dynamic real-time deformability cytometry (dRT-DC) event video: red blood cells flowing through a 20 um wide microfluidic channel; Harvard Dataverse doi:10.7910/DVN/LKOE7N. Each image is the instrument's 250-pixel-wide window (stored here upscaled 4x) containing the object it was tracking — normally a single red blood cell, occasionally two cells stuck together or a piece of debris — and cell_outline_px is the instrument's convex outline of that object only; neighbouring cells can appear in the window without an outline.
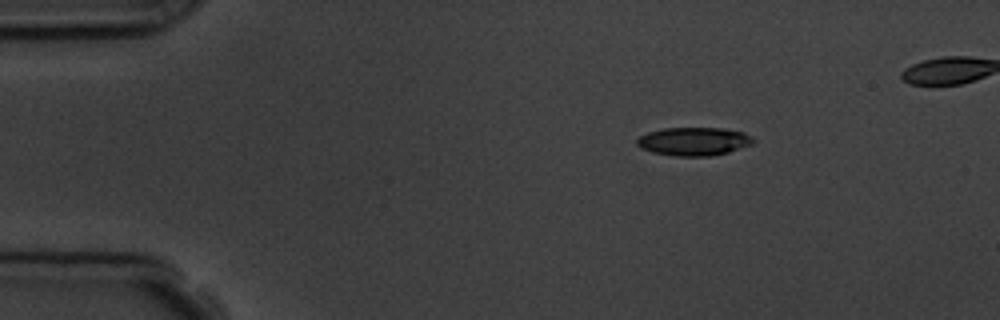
{"species": "common noctule bat (a hibernating species)", "species_latin": "Nyctalus noctula", "temperature_condition": "room temperature", "stored_images_in_passage": 2, "camera_frame_rate_fps": 3000, "um_per_image_px": 0.085, "animal": {"sex": "male", "body_mass_g": 19.5, "forearm_length_mm": 54.6}, "frame": {"image": 1, "passage_image": 2, "time_ms": 1.333, "image_size_px": [1000, 320], "cell_outline_px": [[756, 140], [752, 144], [728, 152], [712, 156], [676, 156], [652, 152], [640, 148], [636, 144], [636, 140], [640, 136], [648, 132], [664, 128], [724, 128], [744, 132], [752, 136]], "centroid_in_image_um": [58.98, 12.02], "position_along_channel_um": 26.0, "area_um2": 19.31}}